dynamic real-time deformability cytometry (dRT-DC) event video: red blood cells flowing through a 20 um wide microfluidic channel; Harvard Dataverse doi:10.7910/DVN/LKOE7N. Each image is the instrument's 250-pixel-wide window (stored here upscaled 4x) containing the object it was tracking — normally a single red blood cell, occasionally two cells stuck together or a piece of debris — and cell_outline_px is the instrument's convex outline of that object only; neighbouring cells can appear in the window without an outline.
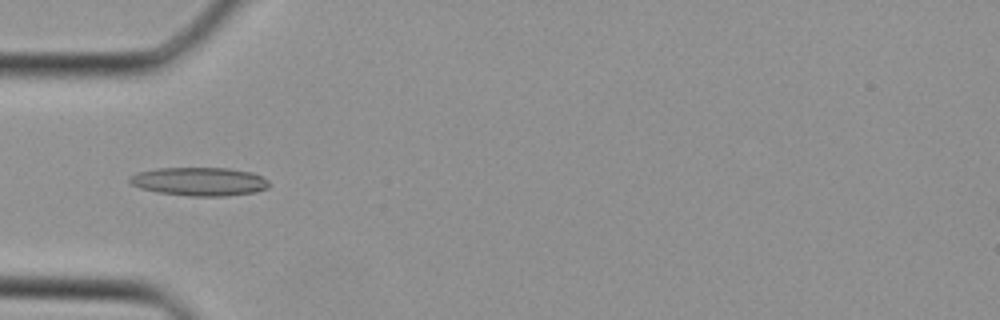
{"species": "Egyptian fruit bat (a non-hibernating species)", "species_latin": "Rousettus aegyptiacus", "temperature_condition": "cold", "stored_images_in_passage": 34, "camera_frame_rate_fps": 3000, "um_per_image_px": 0.085, "animal": {"sex": "female"}, "frame": {"image": 1, "passage_image": 9, "time_ms": 2.667, "image_size_px": [1000, 320], "cell_outline_px": [[268, 188], [256, 192], [228, 196], [188, 196], [156, 192], [140, 188], [132, 184], [128, 180], [128, 176], [136, 172], [156, 168], [228, 168], [252, 172], [268, 180]], "centroid_in_image_um": [16.92, 15.43], "position_along_channel_um": 68.1, "area_um2": 23.35}}
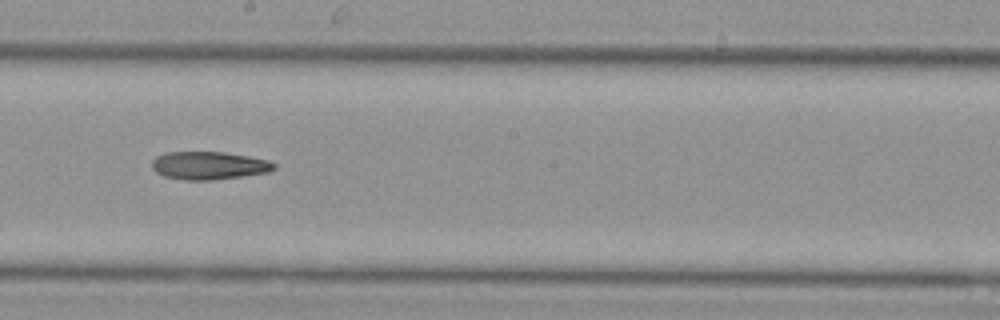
{"frame": {"image": 2, "passage_image": 18, "time_ms": 5.667, "image_size_px": [1000, 320], "cell_outline_px": [[276, 168], [268, 172], [212, 180], [184, 180], [164, 176], [156, 172], [152, 168], [152, 160], [156, 156], [164, 152], [224, 152], [248, 156], [268, 160], [276, 164]], "centroid_in_image_um": [17.73, 14.06], "position_along_channel_um": 230.5, "area_um2": 19.88}}
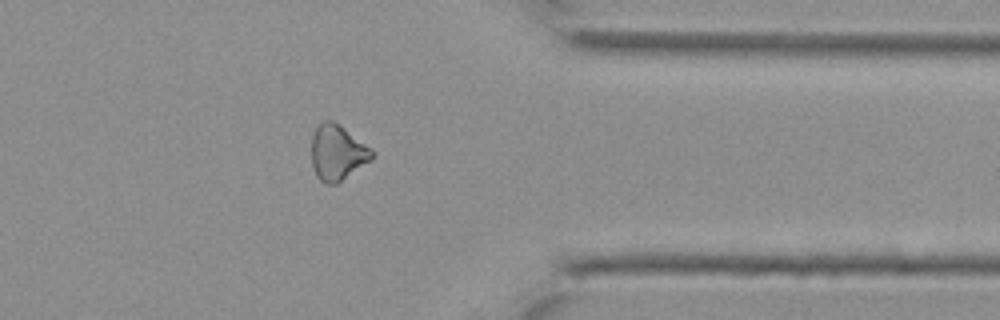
{"frame": {"image": 3, "passage_image": 27, "time_ms": 8.667, "image_size_px": [1000, 320], "cell_outline_px": [[376, 152], [372, 160], [336, 184], [324, 184], [316, 176], [312, 164], [312, 136], [316, 128], [324, 120], [332, 120], [344, 128], [372, 148]], "centroid_in_image_um": [28.7, 12.98], "position_along_channel_um": 382.7, "area_um2": 19.59}}